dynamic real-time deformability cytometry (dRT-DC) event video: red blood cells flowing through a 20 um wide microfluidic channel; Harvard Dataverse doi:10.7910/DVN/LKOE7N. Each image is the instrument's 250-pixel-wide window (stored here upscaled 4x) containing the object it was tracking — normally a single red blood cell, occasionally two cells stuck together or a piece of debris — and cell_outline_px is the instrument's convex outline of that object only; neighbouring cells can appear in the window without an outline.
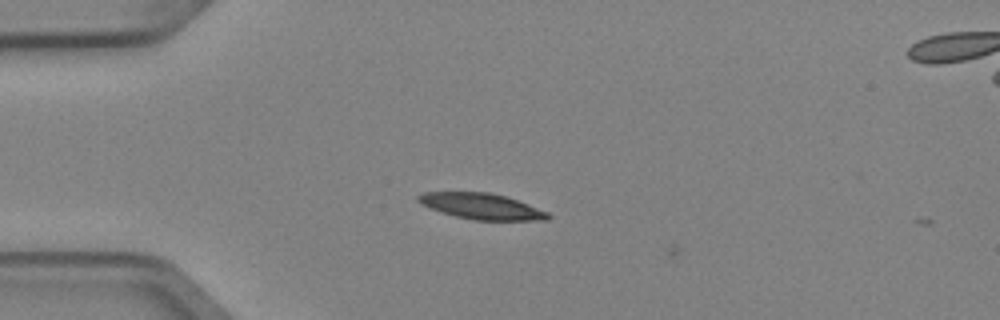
{"species": "Egyptian fruit bat (a non-hibernating species)", "species_latin": "Rousettus aegyptiacus", "temperature_condition": "cold", "stored_images_in_passage": 5, "camera_frame_rate_fps": 3000, "um_per_image_px": 0.085, "animal": {"sex": "female"}, "frame": {"image": 1, "passage_image": 2, "time_ms": 0.333, "image_size_px": [1000, 320], "cell_outline_px": [[552, 216], [548, 220], [472, 220], [456, 216], [420, 204], [416, 200], [416, 196], [424, 192], [488, 192], [504, 196], [528, 204], [548, 212]], "centroid_in_image_um": [40.93, 17.53], "position_along_channel_um": 44.1, "area_um2": 19.42}}
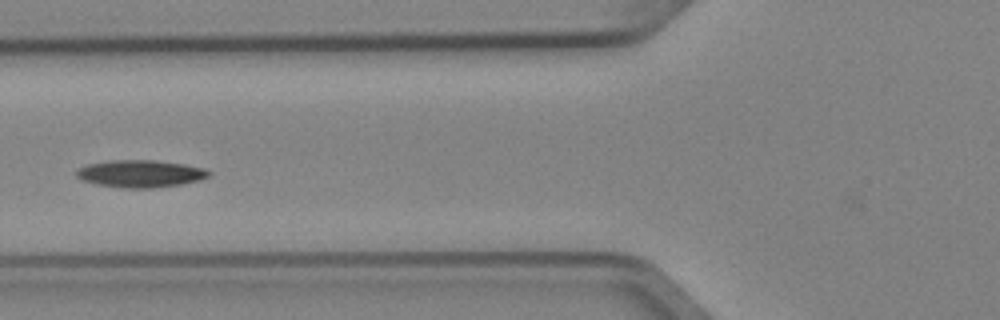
{"frame": {"image": 2, "passage_image": 4, "time_ms": 1.0, "image_size_px": [1000, 320], "cell_outline_px": [[212, 172], [208, 176], [200, 180], [180, 184], [152, 188], [124, 188], [100, 184], [84, 180], [76, 176], [76, 172], [80, 168], [88, 164], [108, 160], [156, 160], [184, 164], [204, 168]], "centroid_in_image_um": [11.97, 14.75], "position_along_channel_um": 113.8, "area_um2": 20.87}}